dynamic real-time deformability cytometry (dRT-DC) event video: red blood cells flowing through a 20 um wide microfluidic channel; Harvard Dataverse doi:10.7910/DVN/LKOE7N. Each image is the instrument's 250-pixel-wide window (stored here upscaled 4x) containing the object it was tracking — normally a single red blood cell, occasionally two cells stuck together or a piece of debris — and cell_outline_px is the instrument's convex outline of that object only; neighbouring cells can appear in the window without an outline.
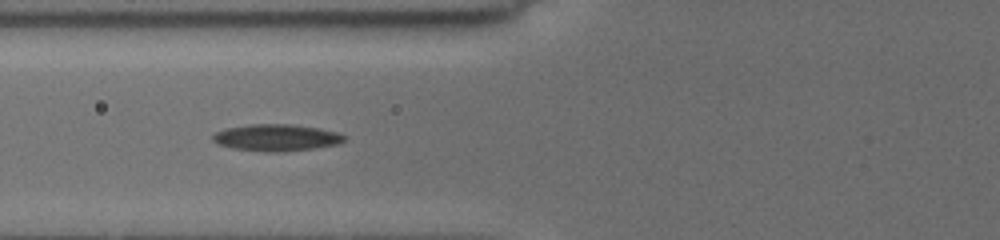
{"species": "common noctule bat (a hibernating species)", "species_latin": "Nyctalus noctula", "temperature_condition": "cold", "stored_images_in_passage": 10, "camera_frame_rate_fps": 3000, "um_per_image_px": 0.085, "animal": {"sex": "female", "body_mass_g": 19.5, "forearm_length_mm": 54.1}, "frame": {"image": 1, "passage_image": 5, "time_ms": 4.0, "image_size_px": [1000, 240], "cell_outline_px": [[344, 140], [336, 144], [312, 148], [284, 152], [264, 152], [232, 148], [220, 144], [212, 140], [212, 136], [216, 132], [224, 128], [248, 124], [292, 124], [320, 128], [336, 132], [344, 136]], "centroid_in_image_um": [23.44, 11.69], "position_along_channel_um": 102.4, "area_um2": 20.46}}
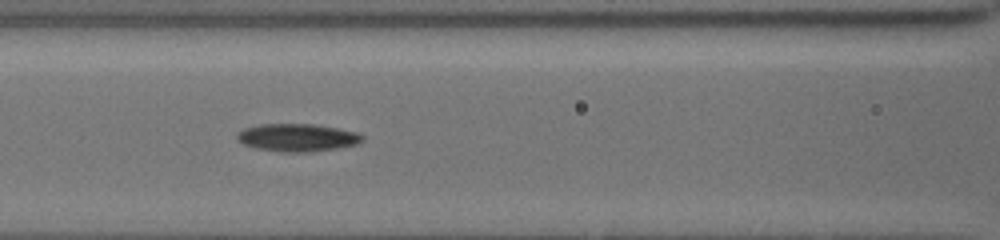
{"frame": {"image": 2, "passage_image": 6, "time_ms": 5.0, "image_size_px": [1000, 240], "cell_outline_px": [[364, 140], [356, 144], [336, 148], [308, 152], [280, 152], [256, 148], [244, 144], [236, 140], [236, 136], [244, 128], [260, 124], [316, 124], [356, 132], [364, 136]], "centroid_in_image_um": [25.26, 11.69], "position_along_channel_um": 141.3, "area_um2": 20.17}}
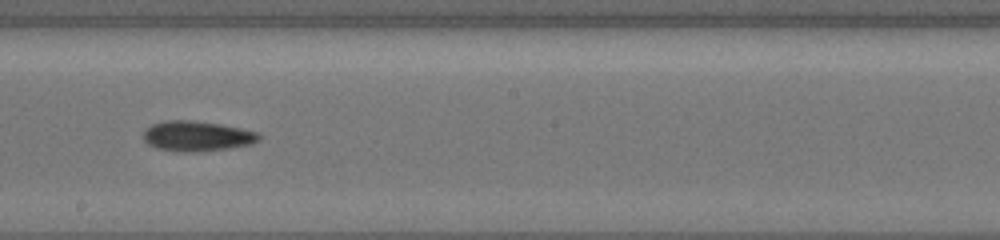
{"frame": {"image": 3, "passage_image": 9, "time_ms": 7.333, "image_size_px": [1000, 240], "cell_outline_px": [[260, 136], [256, 140], [248, 144], [228, 148], [196, 152], [176, 152], [156, 148], [148, 144], [144, 140], [144, 128], [152, 124], [164, 120], [188, 120], [220, 124], [240, 128], [256, 132]], "centroid_in_image_um": [16.65, 11.57], "position_along_channel_um": 231.6, "area_um2": 20.17}}